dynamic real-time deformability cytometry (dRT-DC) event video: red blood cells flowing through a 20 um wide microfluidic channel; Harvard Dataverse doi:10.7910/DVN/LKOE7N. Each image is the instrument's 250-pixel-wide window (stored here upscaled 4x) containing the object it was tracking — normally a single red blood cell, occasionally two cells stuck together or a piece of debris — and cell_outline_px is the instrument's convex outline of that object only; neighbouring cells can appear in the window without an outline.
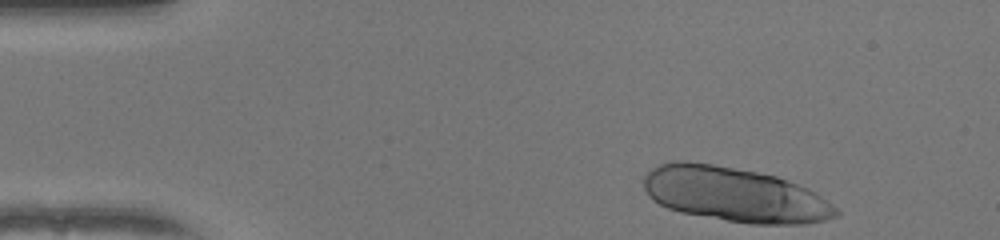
{"species": "human", "species_latin": "Homo sapiens", "temperature_condition": "warm", "stored_images_in_passage": 46, "segment_of_instrument_passage": [1, 2], "camera_frame_rate_fps": 3000, "um_per_image_px": 0.085, "donor": {"sex": "female"}, "frame": {"image": 1, "passage_image": 1, "time_ms": 0.0, "image_size_px": [1000, 240], "cell_outline_px": [[840, 212], [836, 216], [824, 220], [808, 224], [752, 224], [680, 212], [668, 208], [652, 200], [648, 196], [644, 188], [644, 176], [652, 168], [660, 164], [672, 160], [688, 160], [712, 164], [756, 172], [776, 176], [808, 188], [832, 204]], "centroid_in_image_um": [62.41, 16.53], "position_along_channel_um": 22.6, "area_um2": 61.04}}